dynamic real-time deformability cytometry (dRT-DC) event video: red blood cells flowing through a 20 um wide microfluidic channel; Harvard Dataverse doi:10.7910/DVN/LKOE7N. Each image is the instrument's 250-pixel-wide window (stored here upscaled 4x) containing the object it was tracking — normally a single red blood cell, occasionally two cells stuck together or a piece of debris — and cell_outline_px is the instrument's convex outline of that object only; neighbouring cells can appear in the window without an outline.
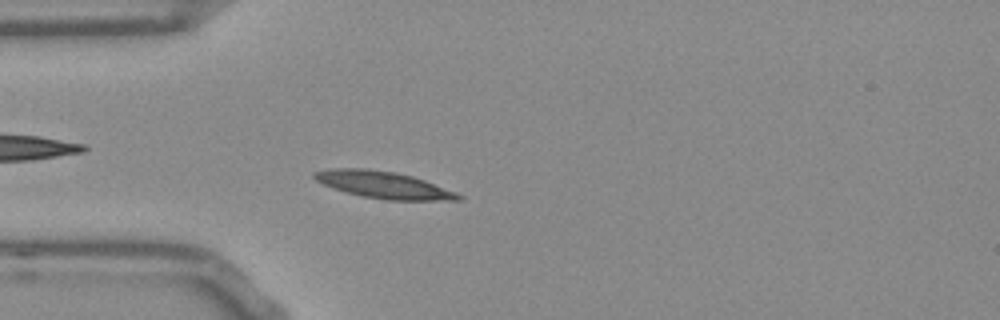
{"species": "Egyptian fruit bat (a non-hibernating species)", "species_latin": "Rousettus aegyptiacus", "temperature_condition": "room temperature", "stored_images_in_passage": 51, "camera_frame_rate_fps": 3000, "um_per_image_px": 0.085, "frame": {"image": 1, "passage_image": 12, "time_ms": 3.667, "image_size_px": [1000, 320], "cell_outline_px": [[464, 200], [384, 200], [360, 196], [344, 192], [332, 188], [316, 180], [312, 176], [312, 172], [332, 168], [368, 168], [396, 172], [412, 176], [424, 180], [456, 192], [464, 196]], "centroid_in_image_um": [32.58, 15.71], "position_along_channel_um": 52.4, "area_um2": 22.83}}
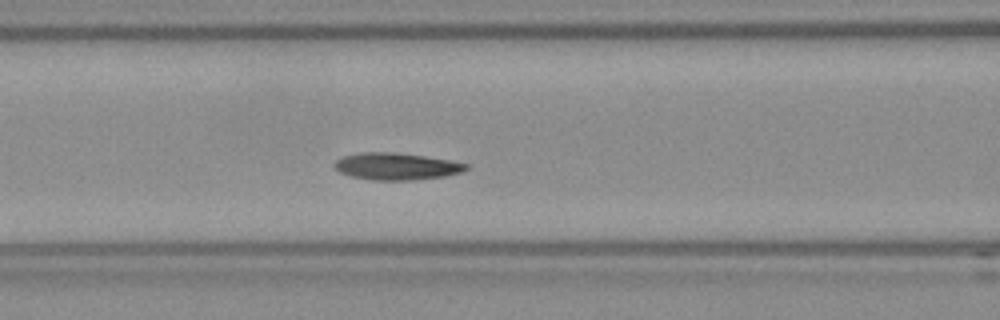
{"frame": {"image": 2, "passage_image": 19, "time_ms": 6.0, "image_size_px": [1000, 320], "cell_outline_px": [[468, 168], [460, 172], [444, 176], [412, 180], [372, 180], [352, 176], [340, 172], [332, 164], [336, 160], [344, 156], [360, 152], [396, 152], [424, 156], [448, 160], [468, 164]], "centroid_in_image_um": [33.66, 14.13], "position_along_channel_um": 132.9, "area_um2": 20.52}}
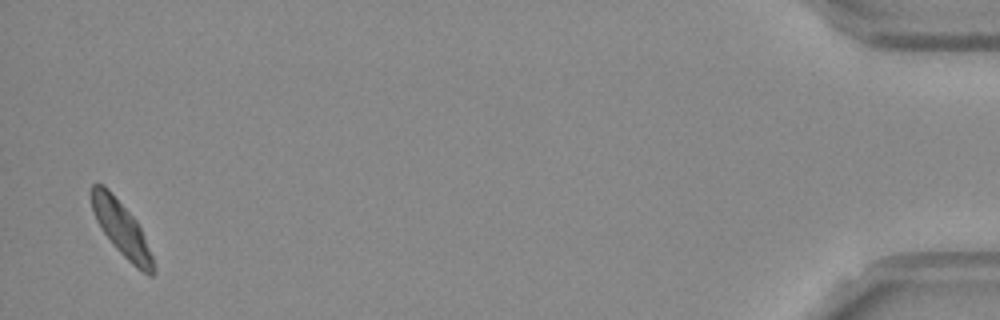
{"frame": {"image": 3, "passage_image": 50, "time_ms": 16.333, "image_size_px": [1000, 320], "cell_outline_px": [[156, 272], [152, 276], [148, 276], [136, 268], [112, 244], [96, 220], [88, 196], [88, 192], [92, 184], [100, 184], [108, 188], [136, 220], [140, 228], [152, 256], [156, 268]], "centroid_in_image_um": [10.3, 19.43], "position_along_channel_um": 424.9, "area_um2": 19.59}, "authors_computed_cell_mechanics": {"area_um2": 19.8254, "velocity_mm_per_s": 3.7132, "shape_relaxation_time_tau1_ms": 3.1458, "shape_relaxation_time_tau2_ms": null, "deformation_change_tau1": 0.1425, "deformation_change_tau2": null}}